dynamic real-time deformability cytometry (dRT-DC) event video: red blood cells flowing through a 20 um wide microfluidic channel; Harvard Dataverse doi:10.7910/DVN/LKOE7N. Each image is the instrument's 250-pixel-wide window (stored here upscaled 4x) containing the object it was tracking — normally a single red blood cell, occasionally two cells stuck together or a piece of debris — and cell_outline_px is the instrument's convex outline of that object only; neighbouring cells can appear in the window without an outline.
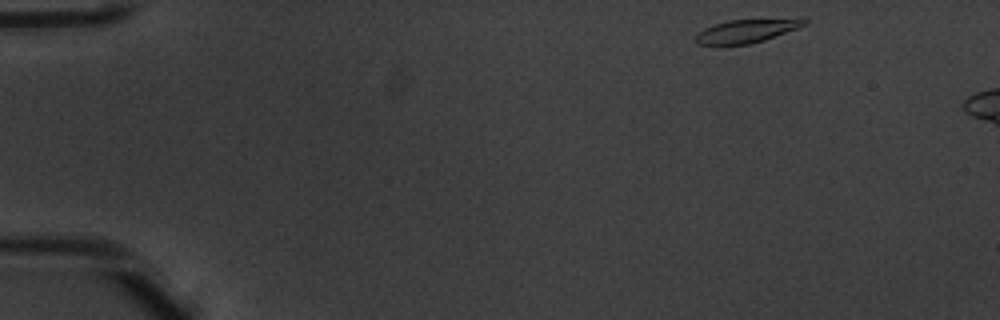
{"species": "common noctule bat (a hibernating species)", "species_latin": "Nyctalus noctula", "temperature_condition": "warm", "stored_images_in_passage": 6, "camera_frame_rate_fps": 3000, "um_per_image_px": 0.085, "animal": {"sex": "male", "body_mass_g": 20.1, "forearm_length_mm": 53.5}, "frame": {"image": 1, "passage_image": 1, "time_ms": 0.0, "image_size_px": [1000, 320], "cell_outline_px": [[808, 24], [764, 40], [748, 44], [720, 48], [716, 48], [696, 44], [696, 36], [704, 28], [728, 20], [808, 20]], "centroid_in_image_um": [63.28, 2.72], "position_along_channel_um": 21.7, "area_um2": 14.8}}